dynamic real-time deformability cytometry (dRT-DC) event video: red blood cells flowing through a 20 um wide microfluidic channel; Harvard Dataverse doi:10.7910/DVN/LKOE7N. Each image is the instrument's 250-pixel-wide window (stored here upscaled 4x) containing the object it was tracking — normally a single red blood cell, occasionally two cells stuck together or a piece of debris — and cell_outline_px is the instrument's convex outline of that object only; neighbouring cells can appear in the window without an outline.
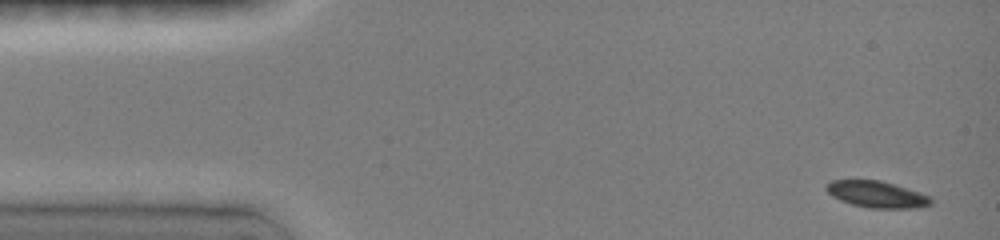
{"species": "common noctule bat (a hibernating species)", "species_latin": "Nyctalus noctula", "temperature_condition": "room temperature", "stored_images_in_passage": 20, "camera_frame_rate_fps": 3000, "um_per_image_px": 0.085, "animal": {"sex": "female", "body_mass_g": 19.0, "forearm_length_mm": 51.5}, "frame": {"image": 1, "passage_image": 1, "time_ms": 0.0, "image_size_px": [1000, 240], "cell_outline_px": [[932, 204], [916, 208], [868, 208], [852, 204], [840, 200], [832, 196], [824, 188], [832, 180], [880, 180], [920, 192], [932, 196]], "centroid_in_image_um": [74.55, 16.52], "position_along_channel_um": 10.4, "area_um2": 16.18}}
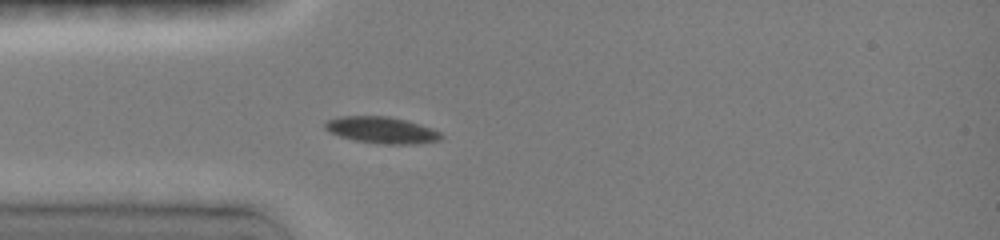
{"frame": {"image": 2, "passage_image": 9, "time_ms": 2.667, "image_size_px": [1000, 240], "cell_outline_px": [[444, 136], [440, 140], [416, 144], [380, 144], [352, 140], [328, 132], [324, 128], [324, 124], [328, 120], [336, 116], [388, 116], [408, 120], [432, 128], [440, 132]], "centroid_in_image_um": [32.43, 11.05], "position_along_channel_um": 52.6, "area_um2": 18.26}}
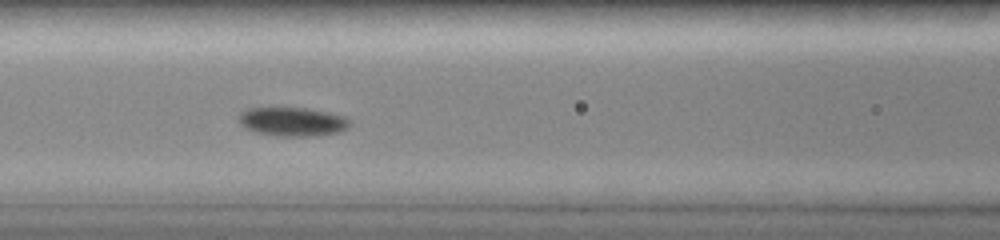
{"frame": {"image": 3, "passage_image": 16, "time_ms": 5.0, "image_size_px": [1000, 240], "cell_outline_px": [[352, 124], [348, 128], [340, 132], [316, 136], [276, 136], [256, 132], [244, 128], [240, 124], [240, 112], [248, 108], [308, 108], [328, 112], [344, 116], [352, 120]], "centroid_in_image_um": [24.91, 10.35], "position_along_channel_um": 141.7, "area_um2": 18.9}}